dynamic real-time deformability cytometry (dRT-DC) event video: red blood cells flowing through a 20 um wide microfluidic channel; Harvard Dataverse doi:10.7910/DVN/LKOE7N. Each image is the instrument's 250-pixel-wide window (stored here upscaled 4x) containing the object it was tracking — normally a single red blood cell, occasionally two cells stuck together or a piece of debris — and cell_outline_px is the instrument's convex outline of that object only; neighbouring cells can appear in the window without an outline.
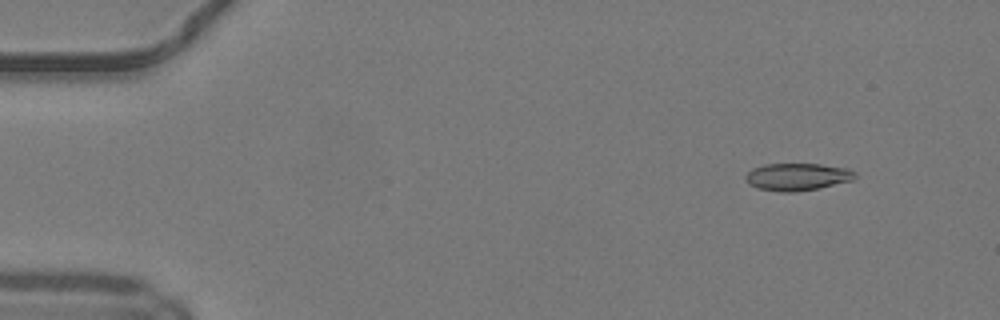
{"species": "common noctule bat (a hibernating species)", "species_latin": "Nyctalus noctula", "temperature_condition": "warm", "stored_images_in_passage": 44, "camera_frame_rate_fps": 3000, "um_per_image_px": 0.085, "animal": {"sex": "male", "body_mass_g": 19.2, "forearm_length_mm": 51.8}, "frame": {"image": 1, "passage_image": 4, "time_ms": 1.0, "image_size_px": [1000, 320], "cell_outline_px": [[856, 176], [852, 180], [816, 188], [792, 192], [780, 192], [760, 188], [748, 184], [744, 176], [752, 168], [764, 164], [820, 164], [848, 168], [856, 172]], "centroid_in_image_um": [67.75, 15.01], "position_along_channel_um": 17.2, "area_um2": 17.28}}
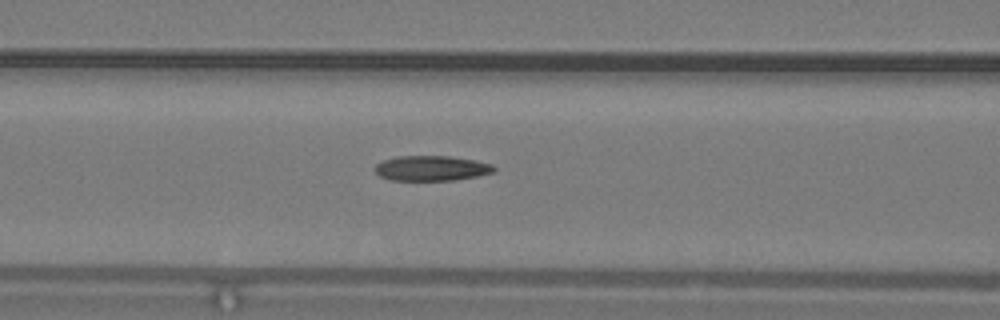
{"frame": {"image": 2, "passage_image": 20, "time_ms": 6.333, "image_size_px": [1000, 320], "cell_outline_px": [[496, 172], [456, 180], [392, 180], [380, 176], [376, 172], [376, 164], [384, 160], [396, 156], [448, 156], [472, 160], [492, 164], [496, 168]], "centroid_in_image_um": [36.69, 14.3], "position_along_channel_um": 129.9, "area_um2": 17.28}}
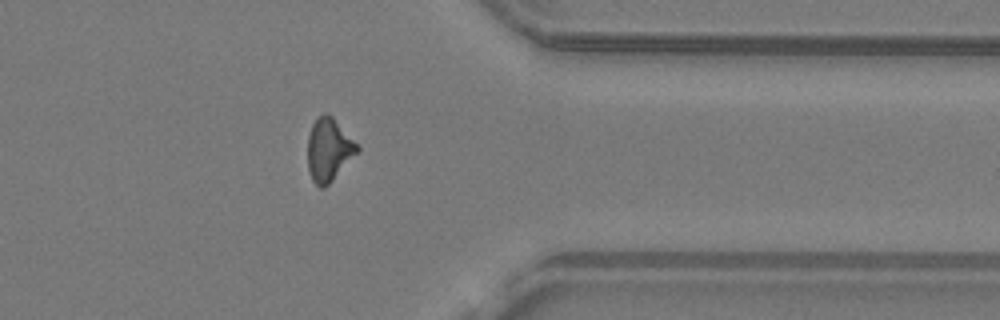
{"frame": {"image": 3, "passage_image": 39, "time_ms": 12.667, "image_size_px": [1000, 320], "cell_outline_px": [[360, 152], [324, 188], [320, 188], [312, 180], [308, 168], [308, 136], [312, 124], [316, 116], [324, 112], [332, 116], [360, 148]], "centroid_in_image_um": [27.95, 12.72], "position_along_channel_um": 383.5, "area_um2": 18.21}, "authors_computed_cell_mechanics": {"area_um2": 17.8024, "velocity_mm_per_s": 4.1783, "shape_relaxation_time_tau1_ms": null, "shape_relaxation_time_tau2_ms": 3.8997, "deformation_change_tau1": null, "deformation_change_tau2": 0.1328}}